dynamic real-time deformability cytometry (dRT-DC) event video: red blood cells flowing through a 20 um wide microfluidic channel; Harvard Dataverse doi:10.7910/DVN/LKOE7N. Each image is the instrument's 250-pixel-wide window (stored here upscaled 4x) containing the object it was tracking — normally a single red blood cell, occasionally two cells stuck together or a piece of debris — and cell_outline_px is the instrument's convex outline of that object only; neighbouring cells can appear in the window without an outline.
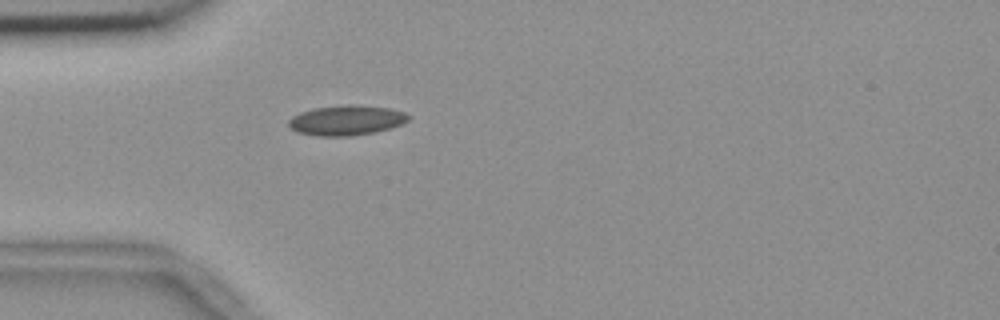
{"species": "common noctule bat (a hibernating species)", "species_latin": "Nyctalus noctula", "temperature_condition": "room temperature", "stored_images_in_passage": 1, "camera_frame_rate_fps": 3000, "um_per_image_px": 0.085, "animal": {"sex": "female", "body_mass_g": 18.4}, "frame": {"image": 1, "passage_image": 1, "time_ms": 0.0, "image_size_px": [1000, 320], "cell_outline_px": [[412, 116], [408, 120], [400, 124], [388, 128], [372, 132], [348, 136], [320, 136], [296, 132], [288, 124], [288, 120], [292, 116], [300, 112], [312, 108], [348, 104], [356, 104], [388, 108], [404, 112]], "centroid_in_image_um": [29.41, 10.21], "position_along_channel_um": 55.6, "area_um2": 20.87}}